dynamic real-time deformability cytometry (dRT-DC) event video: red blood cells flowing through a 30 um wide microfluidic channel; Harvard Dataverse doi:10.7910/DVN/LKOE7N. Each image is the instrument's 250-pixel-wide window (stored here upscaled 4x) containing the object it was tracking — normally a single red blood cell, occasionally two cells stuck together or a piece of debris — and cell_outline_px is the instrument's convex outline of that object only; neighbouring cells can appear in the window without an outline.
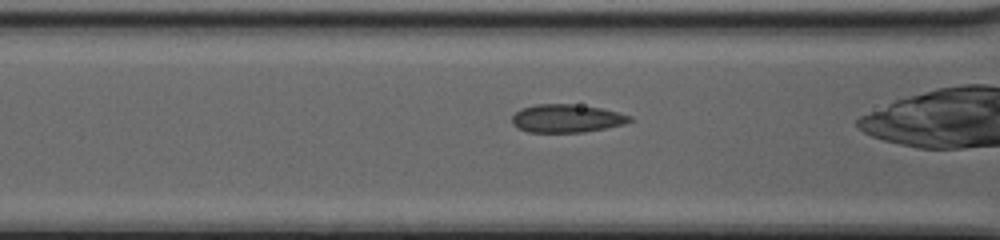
{"species": "common noctule bat (a hibernating species)", "species_latin": "Nyctalus noctula", "temperature_condition": "cold", "stored_images_in_passage": 28, "camera_frame_rate_fps": 3000, "um_per_image_px": 0.085, "animal": {"sex": "female", "body_mass_g": 20.0, "forearm_length_mm": 54.0}, "frame": {"image": 1, "passage_image": 8, "time_ms": 2.333, "image_size_px": [1000, 240], "cell_outline_px": [[632, 120], [624, 124], [584, 132], [528, 132], [516, 128], [512, 124], [512, 116], [516, 112], [524, 108], [536, 104], [572, 104], [600, 108], [632, 116]], "centroid_in_image_um": [48.13, 10.07], "position_along_channel_um": 118.5, "area_um2": 19.13}}
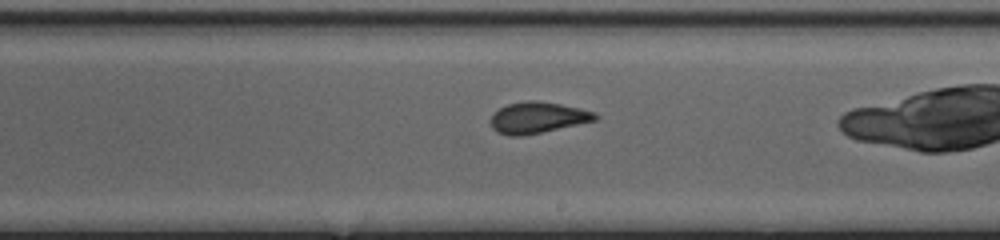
{"frame": {"image": 2, "passage_image": 17, "time_ms": 5.333, "image_size_px": [1000, 240], "cell_outline_px": [[600, 116], [596, 120], [540, 132], [520, 136], [508, 136], [496, 132], [492, 128], [492, 116], [500, 108], [508, 104], [528, 100], [536, 100], [560, 104], [580, 108], [596, 112]], "centroid_in_image_um": [45.72, 9.99], "position_along_channel_um": 243.3, "area_um2": 18.79}}
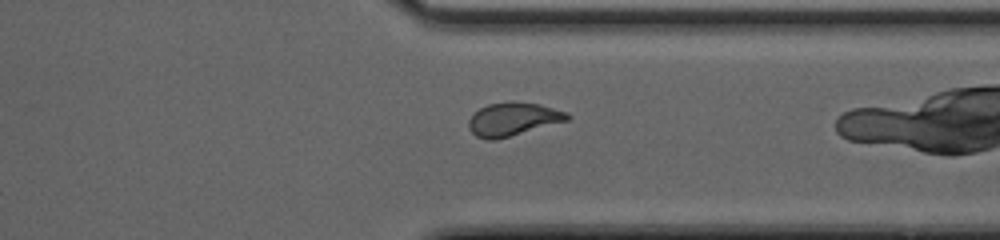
{"frame": {"image": 3, "passage_image": 26, "time_ms": 8.333, "image_size_px": [1000, 240], "cell_outline_px": [[572, 116], [568, 120], [508, 136], [492, 140], [488, 140], [476, 136], [468, 128], [468, 120], [480, 108], [488, 104], [512, 100], [540, 104], [568, 112]], "centroid_in_image_um": [43.61, 10.1], "position_along_channel_um": 367.8, "area_um2": 19.02}}